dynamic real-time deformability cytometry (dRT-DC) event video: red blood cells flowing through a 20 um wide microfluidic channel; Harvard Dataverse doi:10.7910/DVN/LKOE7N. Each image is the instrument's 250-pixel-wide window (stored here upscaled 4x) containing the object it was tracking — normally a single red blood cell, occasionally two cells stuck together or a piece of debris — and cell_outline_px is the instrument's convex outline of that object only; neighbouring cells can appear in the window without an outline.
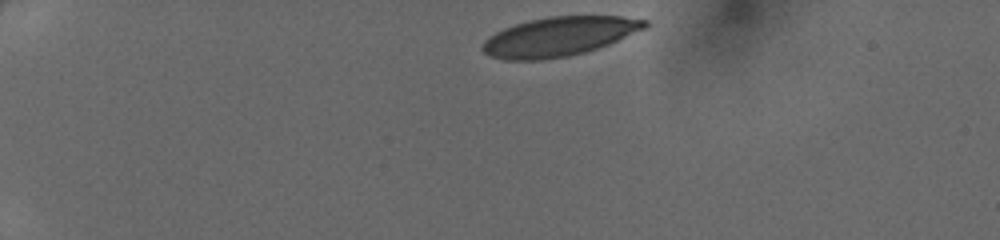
{"species": "human", "species_latin": "Homo sapiens", "temperature_condition": "cold", "stored_images_in_passage": 38, "camera_frame_rate_fps": 3000, "um_per_image_px": 0.085, "donor": {"sex": "female"}, "frame": {"image": 1, "passage_image": 1, "time_ms": 0.0, "image_size_px": [1000, 240], "cell_outline_px": [[648, 28], [608, 44], [584, 52], [568, 56], [540, 60], [504, 60], [488, 56], [480, 48], [480, 44], [488, 36], [504, 28], [528, 20], [548, 16], [620, 16], [648, 20]], "centroid_in_image_um": [47.49, 3.1], "position_along_channel_um": 37.5, "area_um2": 37.28}}
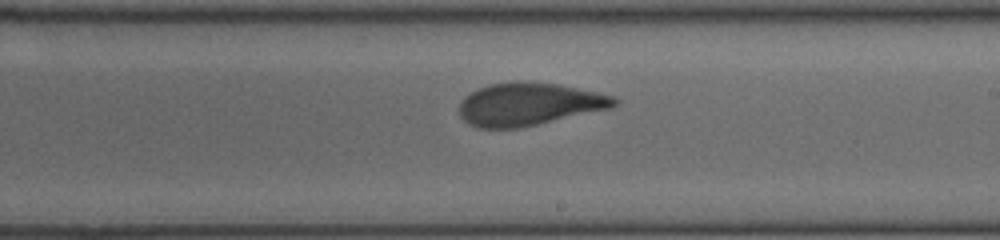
{"frame": {"image": 2, "passage_image": 21, "time_ms": 6.667, "image_size_px": [1000, 240], "cell_outline_px": [[620, 100], [612, 108], [520, 128], [476, 128], [468, 124], [460, 116], [460, 100], [464, 96], [480, 88], [492, 84], [516, 80], [556, 84], [596, 92], [612, 96]], "centroid_in_image_um": [44.94, 8.86], "position_along_channel_um": 244.1, "area_um2": 38.55}}
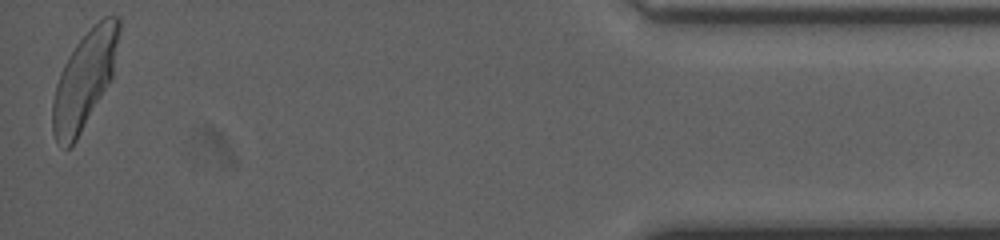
{"frame": {"image": 3, "passage_image": 38, "time_ms": 12.333, "image_size_px": [1000, 240], "cell_outline_px": [[120, 28], [112, 76], [76, 140], [68, 148], [64, 148], [56, 140], [52, 132], [52, 104], [56, 84], [60, 72], [68, 56], [76, 44], [104, 16], [120, 16]], "centroid_in_image_um": [7.15, 6.78], "position_along_channel_um": 428.0, "area_um2": 36.47}}